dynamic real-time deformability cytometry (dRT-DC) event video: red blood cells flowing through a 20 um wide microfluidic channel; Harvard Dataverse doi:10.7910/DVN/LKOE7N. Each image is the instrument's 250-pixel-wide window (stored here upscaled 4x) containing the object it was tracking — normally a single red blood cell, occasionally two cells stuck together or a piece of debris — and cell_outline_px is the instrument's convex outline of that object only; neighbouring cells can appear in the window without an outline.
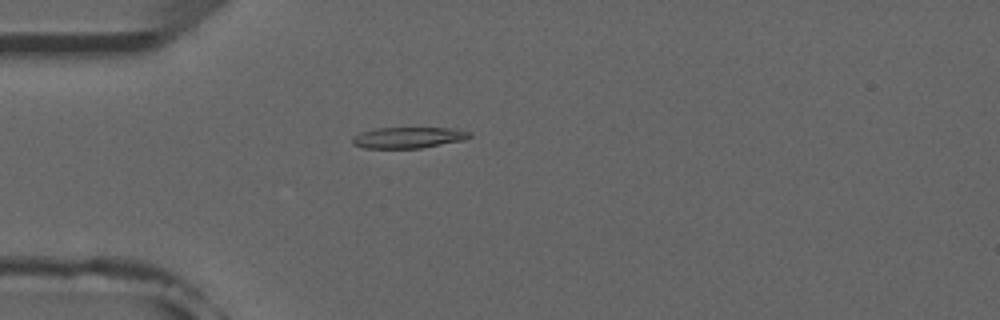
{"species": "common noctule bat (a hibernating species)", "species_latin": "Nyctalus noctula", "temperature_condition": "room temperature", "stored_images_in_passage": 42, "camera_frame_rate_fps": 3000, "um_per_image_px": 0.085, "animal": {"sex": "male", "forearm_length_mm": 52.5}, "frame": {"image": 1, "passage_image": 8, "time_ms": 2.333, "image_size_px": [1000, 320], "cell_outline_px": [[472, 136], [464, 140], [420, 148], [364, 148], [352, 144], [352, 140], [360, 132], [376, 128], [456, 128], [472, 132]], "centroid_in_image_um": [34.75, 11.69], "position_along_channel_um": 50.3, "area_um2": 14.39}}
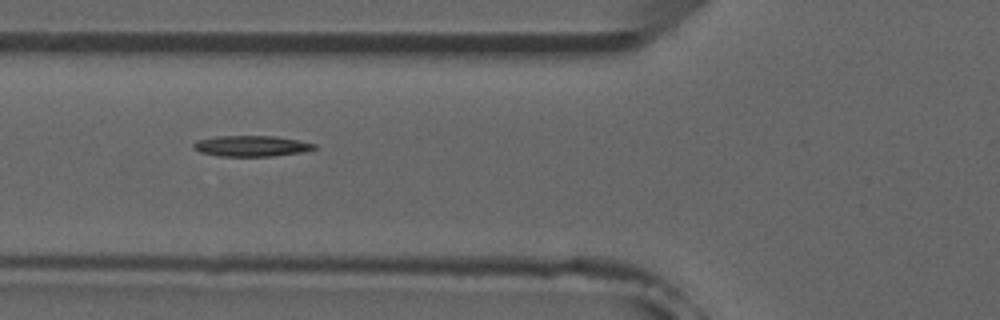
{"frame": {"image": 2, "passage_image": 13, "time_ms": 4.0, "image_size_px": [1000, 320], "cell_outline_px": [[316, 148], [300, 152], [272, 156], [216, 156], [200, 152], [192, 148], [192, 144], [196, 140], [216, 136], [276, 136], [316, 144]], "centroid_in_image_um": [21.29, 12.41], "position_along_channel_um": 104.5, "area_um2": 14.62}}
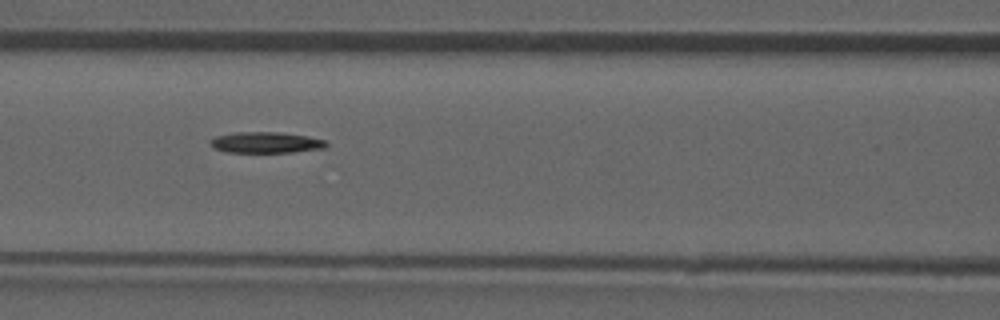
{"frame": {"image": 3, "passage_image": 16, "time_ms": 5.0, "image_size_px": [1000, 320], "cell_outline_px": [[328, 144], [324, 148], [292, 152], [228, 152], [216, 148], [208, 144], [208, 140], [216, 136], [236, 132], [280, 132], [308, 136], [324, 140]], "centroid_in_image_um": [22.58, 12.1], "position_along_channel_um": 144.0, "area_um2": 14.16}}